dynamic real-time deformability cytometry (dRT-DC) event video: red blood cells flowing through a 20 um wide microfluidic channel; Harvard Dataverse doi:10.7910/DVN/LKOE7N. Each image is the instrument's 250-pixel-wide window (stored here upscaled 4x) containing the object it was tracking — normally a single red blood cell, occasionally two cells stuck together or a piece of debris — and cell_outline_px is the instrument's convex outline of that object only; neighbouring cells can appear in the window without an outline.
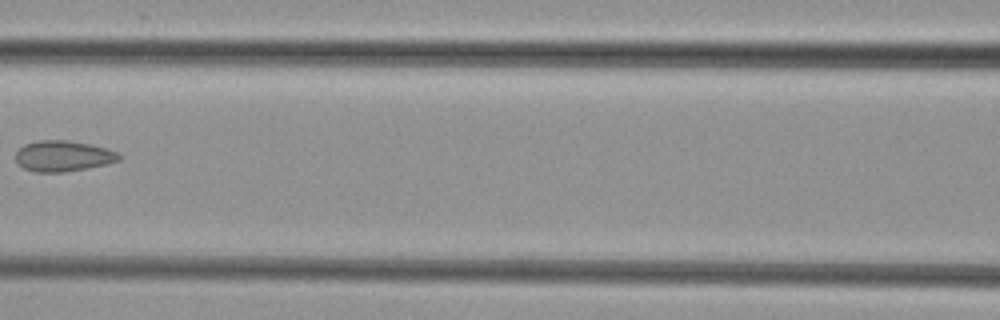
{"species": "common noctule bat (a hibernating species)", "species_latin": "Nyctalus noctula", "temperature_condition": "cold", "stored_images_in_passage": 7, "camera_frame_rate_fps": 3000, "um_per_image_px": 0.085, "animal": {"sex": "female", "body_mass_g": 29.2, "forearm_length_mm": 56.3}, "frame": {"image": 1, "passage_image": 7, "time_ms": 7.0, "image_size_px": [1000, 320], "cell_outline_px": [[120, 160], [108, 164], [88, 168], [64, 172], [36, 172], [24, 168], [16, 164], [16, 152], [24, 144], [36, 140], [68, 140], [92, 144], [116, 152], [120, 156]], "centroid_in_image_um": [5.34, 13.26], "position_along_channel_um": 161.3, "area_um2": 18.67}}